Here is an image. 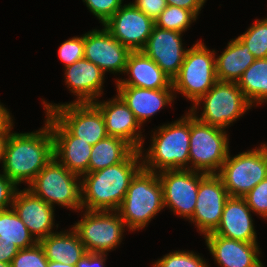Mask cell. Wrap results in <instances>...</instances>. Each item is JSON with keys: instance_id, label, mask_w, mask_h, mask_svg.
Here are the masks:
<instances>
[{"instance_id": "6da1fadb", "label": "cell", "mask_w": 267, "mask_h": 267, "mask_svg": "<svg viewBox=\"0 0 267 267\" xmlns=\"http://www.w3.org/2000/svg\"><path fill=\"white\" fill-rule=\"evenodd\" d=\"M142 152L134 150L123 162L82 176V209L91 211H117L129 184L142 168Z\"/></svg>"}, {"instance_id": "7a4b0ae2", "label": "cell", "mask_w": 267, "mask_h": 267, "mask_svg": "<svg viewBox=\"0 0 267 267\" xmlns=\"http://www.w3.org/2000/svg\"><path fill=\"white\" fill-rule=\"evenodd\" d=\"M36 132L11 133L6 143L3 173L16 185L30 184L54 157L49 123Z\"/></svg>"}, {"instance_id": "3957f363", "label": "cell", "mask_w": 267, "mask_h": 267, "mask_svg": "<svg viewBox=\"0 0 267 267\" xmlns=\"http://www.w3.org/2000/svg\"><path fill=\"white\" fill-rule=\"evenodd\" d=\"M171 124L162 125L154 132L152 144L142 162L151 172L188 169L190 140V111ZM158 169V170H156Z\"/></svg>"}, {"instance_id": "277c9868", "label": "cell", "mask_w": 267, "mask_h": 267, "mask_svg": "<svg viewBox=\"0 0 267 267\" xmlns=\"http://www.w3.org/2000/svg\"><path fill=\"white\" fill-rule=\"evenodd\" d=\"M164 207L163 191L157 172L141 168L132 178L117 210L131 231L144 228Z\"/></svg>"}, {"instance_id": "5b68a950", "label": "cell", "mask_w": 267, "mask_h": 267, "mask_svg": "<svg viewBox=\"0 0 267 267\" xmlns=\"http://www.w3.org/2000/svg\"><path fill=\"white\" fill-rule=\"evenodd\" d=\"M215 54L202 41L188 48L179 73L172 79L174 94H183L193 104L205 95L218 81Z\"/></svg>"}, {"instance_id": "8992f818", "label": "cell", "mask_w": 267, "mask_h": 267, "mask_svg": "<svg viewBox=\"0 0 267 267\" xmlns=\"http://www.w3.org/2000/svg\"><path fill=\"white\" fill-rule=\"evenodd\" d=\"M78 177V178H77ZM53 157L27 188L50 206L81 210V178Z\"/></svg>"}, {"instance_id": "52a82bcc", "label": "cell", "mask_w": 267, "mask_h": 267, "mask_svg": "<svg viewBox=\"0 0 267 267\" xmlns=\"http://www.w3.org/2000/svg\"><path fill=\"white\" fill-rule=\"evenodd\" d=\"M188 169L218 174L229 154V139L224 129L200 122L190 112ZM217 170V171H216Z\"/></svg>"}, {"instance_id": "ba28073f", "label": "cell", "mask_w": 267, "mask_h": 267, "mask_svg": "<svg viewBox=\"0 0 267 267\" xmlns=\"http://www.w3.org/2000/svg\"><path fill=\"white\" fill-rule=\"evenodd\" d=\"M203 102V112L196 116V108ZM237 82L217 81L189 110L200 122L226 129L251 108Z\"/></svg>"}, {"instance_id": "9c48e42d", "label": "cell", "mask_w": 267, "mask_h": 267, "mask_svg": "<svg viewBox=\"0 0 267 267\" xmlns=\"http://www.w3.org/2000/svg\"><path fill=\"white\" fill-rule=\"evenodd\" d=\"M230 156L229 153L217 175L230 197L243 198L267 177V145Z\"/></svg>"}, {"instance_id": "30bf717a", "label": "cell", "mask_w": 267, "mask_h": 267, "mask_svg": "<svg viewBox=\"0 0 267 267\" xmlns=\"http://www.w3.org/2000/svg\"><path fill=\"white\" fill-rule=\"evenodd\" d=\"M111 212L86 210L73 225L87 252L107 253L122 242L126 225L118 211Z\"/></svg>"}, {"instance_id": "8fae6325", "label": "cell", "mask_w": 267, "mask_h": 267, "mask_svg": "<svg viewBox=\"0 0 267 267\" xmlns=\"http://www.w3.org/2000/svg\"><path fill=\"white\" fill-rule=\"evenodd\" d=\"M43 104L73 136L92 146L108 136L104 117L93 103Z\"/></svg>"}, {"instance_id": "7c38bea8", "label": "cell", "mask_w": 267, "mask_h": 267, "mask_svg": "<svg viewBox=\"0 0 267 267\" xmlns=\"http://www.w3.org/2000/svg\"><path fill=\"white\" fill-rule=\"evenodd\" d=\"M163 191L164 207L173 213L190 219L195 211L200 180L206 175L190 169L158 172Z\"/></svg>"}, {"instance_id": "4fadbf2b", "label": "cell", "mask_w": 267, "mask_h": 267, "mask_svg": "<svg viewBox=\"0 0 267 267\" xmlns=\"http://www.w3.org/2000/svg\"><path fill=\"white\" fill-rule=\"evenodd\" d=\"M230 195L217 174H206L199 182L195 211L189 219L201 234L213 232L219 225Z\"/></svg>"}, {"instance_id": "5bb4252c", "label": "cell", "mask_w": 267, "mask_h": 267, "mask_svg": "<svg viewBox=\"0 0 267 267\" xmlns=\"http://www.w3.org/2000/svg\"><path fill=\"white\" fill-rule=\"evenodd\" d=\"M154 25L152 18L129 3L122 5L103 26L130 51H141Z\"/></svg>"}, {"instance_id": "9a60e30c", "label": "cell", "mask_w": 267, "mask_h": 267, "mask_svg": "<svg viewBox=\"0 0 267 267\" xmlns=\"http://www.w3.org/2000/svg\"><path fill=\"white\" fill-rule=\"evenodd\" d=\"M45 120L53 135L54 157L80 177L88 173L92 145L73 136L50 112H46Z\"/></svg>"}, {"instance_id": "2e32d148", "label": "cell", "mask_w": 267, "mask_h": 267, "mask_svg": "<svg viewBox=\"0 0 267 267\" xmlns=\"http://www.w3.org/2000/svg\"><path fill=\"white\" fill-rule=\"evenodd\" d=\"M84 58L106 72L124 73L130 50L104 27L84 34Z\"/></svg>"}, {"instance_id": "e0dca14e", "label": "cell", "mask_w": 267, "mask_h": 267, "mask_svg": "<svg viewBox=\"0 0 267 267\" xmlns=\"http://www.w3.org/2000/svg\"><path fill=\"white\" fill-rule=\"evenodd\" d=\"M180 32L158 26L152 32L141 50L172 80L180 71L188 49L183 48Z\"/></svg>"}, {"instance_id": "ac0fdd59", "label": "cell", "mask_w": 267, "mask_h": 267, "mask_svg": "<svg viewBox=\"0 0 267 267\" xmlns=\"http://www.w3.org/2000/svg\"><path fill=\"white\" fill-rule=\"evenodd\" d=\"M116 96L109 101L93 102L104 117L107 135L123 139L135 150L144 152L142 151L143 135L138 130L141 124L123 99L118 94Z\"/></svg>"}, {"instance_id": "d6986e66", "label": "cell", "mask_w": 267, "mask_h": 267, "mask_svg": "<svg viewBox=\"0 0 267 267\" xmlns=\"http://www.w3.org/2000/svg\"><path fill=\"white\" fill-rule=\"evenodd\" d=\"M207 248L221 267H264L257 242H243L215 233L204 235Z\"/></svg>"}, {"instance_id": "ffe728a7", "label": "cell", "mask_w": 267, "mask_h": 267, "mask_svg": "<svg viewBox=\"0 0 267 267\" xmlns=\"http://www.w3.org/2000/svg\"><path fill=\"white\" fill-rule=\"evenodd\" d=\"M12 208L38 242L54 233V208L27 188L17 190Z\"/></svg>"}, {"instance_id": "44dd1931", "label": "cell", "mask_w": 267, "mask_h": 267, "mask_svg": "<svg viewBox=\"0 0 267 267\" xmlns=\"http://www.w3.org/2000/svg\"><path fill=\"white\" fill-rule=\"evenodd\" d=\"M104 72L86 58L65 67L67 88L77 96L74 103H93L103 93Z\"/></svg>"}, {"instance_id": "7402d4cb", "label": "cell", "mask_w": 267, "mask_h": 267, "mask_svg": "<svg viewBox=\"0 0 267 267\" xmlns=\"http://www.w3.org/2000/svg\"><path fill=\"white\" fill-rule=\"evenodd\" d=\"M253 224L251 209L246 200L240 197H229L220 223L211 233L243 242H257Z\"/></svg>"}, {"instance_id": "603a6c76", "label": "cell", "mask_w": 267, "mask_h": 267, "mask_svg": "<svg viewBox=\"0 0 267 267\" xmlns=\"http://www.w3.org/2000/svg\"><path fill=\"white\" fill-rule=\"evenodd\" d=\"M124 73L129 79H118L117 86H135L148 89H173L172 80L142 51H131Z\"/></svg>"}, {"instance_id": "cb8c5ba5", "label": "cell", "mask_w": 267, "mask_h": 267, "mask_svg": "<svg viewBox=\"0 0 267 267\" xmlns=\"http://www.w3.org/2000/svg\"><path fill=\"white\" fill-rule=\"evenodd\" d=\"M116 88L118 95L133 112L141 126L176 98L173 89H148L135 86H116Z\"/></svg>"}, {"instance_id": "d4e9b609", "label": "cell", "mask_w": 267, "mask_h": 267, "mask_svg": "<svg viewBox=\"0 0 267 267\" xmlns=\"http://www.w3.org/2000/svg\"><path fill=\"white\" fill-rule=\"evenodd\" d=\"M48 261L69 263L76 266L87 253L84 244L72 228L66 232H55L39 241Z\"/></svg>"}, {"instance_id": "484cf974", "label": "cell", "mask_w": 267, "mask_h": 267, "mask_svg": "<svg viewBox=\"0 0 267 267\" xmlns=\"http://www.w3.org/2000/svg\"><path fill=\"white\" fill-rule=\"evenodd\" d=\"M215 59L217 79L222 82H238L255 61V57L238 38L228 42L226 50Z\"/></svg>"}, {"instance_id": "4316f807", "label": "cell", "mask_w": 267, "mask_h": 267, "mask_svg": "<svg viewBox=\"0 0 267 267\" xmlns=\"http://www.w3.org/2000/svg\"><path fill=\"white\" fill-rule=\"evenodd\" d=\"M134 150L123 139L107 136L92 146L88 173L123 162Z\"/></svg>"}, {"instance_id": "83f0119b", "label": "cell", "mask_w": 267, "mask_h": 267, "mask_svg": "<svg viewBox=\"0 0 267 267\" xmlns=\"http://www.w3.org/2000/svg\"><path fill=\"white\" fill-rule=\"evenodd\" d=\"M251 106L267 101V58L255 59L237 82Z\"/></svg>"}, {"instance_id": "f1b7e54d", "label": "cell", "mask_w": 267, "mask_h": 267, "mask_svg": "<svg viewBox=\"0 0 267 267\" xmlns=\"http://www.w3.org/2000/svg\"><path fill=\"white\" fill-rule=\"evenodd\" d=\"M11 209V210H10ZM0 210V239L13 242L19 249L38 243L13 208Z\"/></svg>"}, {"instance_id": "f546056e", "label": "cell", "mask_w": 267, "mask_h": 267, "mask_svg": "<svg viewBox=\"0 0 267 267\" xmlns=\"http://www.w3.org/2000/svg\"><path fill=\"white\" fill-rule=\"evenodd\" d=\"M196 19L197 17L187 9L167 5L154 22L155 26L160 28L183 33Z\"/></svg>"}, {"instance_id": "4dcf8cb0", "label": "cell", "mask_w": 267, "mask_h": 267, "mask_svg": "<svg viewBox=\"0 0 267 267\" xmlns=\"http://www.w3.org/2000/svg\"><path fill=\"white\" fill-rule=\"evenodd\" d=\"M255 57L267 58V18L256 20L245 33L237 37Z\"/></svg>"}, {"instance_id": "1f68e13d", "label": "cell", "mask_w": 267, "mask_h": 267, "mask_svg": "<svg viewBox=\"0 0 267 267\" xmlns=\"http://www.w3.org/2000/svg\"><path fill=\"white\" fill-rule=\"evenodd\" d=\"M204 260L192 251H174L158 259L153 267H208Z\"/></svg>"}, {"instance_id": "d6a6232c", "label": "cell", "mask_w": 267, "mask_h": 267, "mask_svg": "<svg viewBox=\"0 0 267 267\" xmlns=\"http://www.w3.org/2000/svg\"><path fill=\"white\" fill-rule=\"evenodd\" d=\"M47 263L44 249L38 242L30 248L20 249L10 264L11 267H47Z\"/></svg>"}, {"instance_id": "836d02e7", "label": "cell", "mask_w": 267, "mask_h": 267, "mask_svg": "<svg viewBox=\"0 0 267 267\" xmlns=\"http://www.w3.org/2000/svg\"><path fill=\"white\" fill-rule=\"evenodd\" d=\"M243 198L251 211L267 220V177L252 188Z\"/></svg>"}, {"instance_id": "e575fe53", "label": "cell", "mask_w": 267, "mask_h": 267, "mask_svg": "<svg viewBox=\"0 0 267 267\" xmlns=\"http://www.w3.org/2000/svg\"><path fill=\"white\" fill-rule=\"evenodd\" d=\"M84 35L81 37H72L63 42L58 50L60 60L64 66L71 65L84 58Z\"/></svg>"}, {"instance_id": "d590c367", "label": "cell", "mask_w": 267, "mask_h": 267, "mask_svg": "<svg viewBox=\"0 0 267 267\" xmlns=\"http://www.w3.org/2000/svg\"><path fill=\"white\" fill-rule=\"evenodd\" d=\"M123 0H83L87 8L104 25L122 6Z\"/></svg>"}, {"instance_id": "8d00e7d4", "label": "cell", "mask_w": 267, "mask_h": 267, "mask_svg": "<svg viewBox=\"0 0 267 267\" xmlns=\"http://www.w3.org/2000/svg\"><path fill=\"white\" fill-rule=\"evenodd\" d=\"M17 185L4 173L0 174V210L12 207L14 196L17 192Z\"/></svg>"}, {"instance_id": "74e56055", "label": "cell", "mask_w": 267, "mask_h": 267, "mask_svg": "<svg viewBox=\"0 0 267 267\" xmlns=\"http://www.w3.org/2000/svg\"><path fill=\"white\" fill-rule=\"evenodd\" d=\"M132 4L154 21L167 7L166 0H135Z\"/></svg>"}, {"instance_id": "f35d334b", "label": "cell", "mask_w": 267, "mask_h": 267, "mask_svg": "<svg viewBox=\"0 0 267 267\" xmlns=\"http://www.w3.org/2000/svg\"><path fill=\"white\" fill-rule=\"evenodd\" d=\"M106 253H90L87 252L76 267H105Z\"/></svg>"}, {"instance_id": "ab89813d", "label": "cell", "mask_w": 267, "mask_h": 267, "mask_svg": "<svg viewBox=\"0 0 267 267\" xmlns=\"http://www.w3.org/2000/svg\"><path fill=\"white\" fill-rule=\"evenodd\" d=\"M19 250V247L13 242L0 239V262L10 264Z\"/></svg>"}, {"instance_id": "60d3db41", "label": "cell", "mask_w": 267, "mask_h": 267, "mask_svg": "<svg viewBox=\"0 0 267 267\" xmlns=\"http://www.w3.org/2000/svg\"><path fill=\"white\" fill-rule=\"evenodd\" d=\"M206 0H166L167 5H173L191 11L196 17Z\"/></svg>"}, {"instance_id": "b9f144b4", "label": "cell", "mask_w": 267, "mask_h": 267, "mask_svg": "<svg viewBox=\"0 0 267 267\" xmlns=\"http://www.w3.org/2000/svg\"><path fill=\"white\" fill-rule=\"evenodd\" d=\"M13 124L14 123H12L9 127H0V162L2 161L1 163H3L6 143L11 134L10 131L13 128Z\"/></svg>"}, {"instance_id": "7bdbcfd3", "label": "cell", "mask_w": 267, "mask_h": 267, "mask_svg": "<svg viewBox=\"0 0 267 267\" xmlns=\"http://www.w3.org/2000/svg\"><path fill=\"white\" fill-rule=\"evenodd\" d=\"M12 121L10 112L0 103V127H9L13 123Z\"/></svg>"}, {"instance_id": "ee69618b", "label": "cell", "mask_w": 267, "mask_h": 267, "mask_svg": "<svg viewBox=\"0 0 267 267\" xmlns=\"http://www.w3.org/2000/svg\"><path fill=\"white\" fill-rule=\"evenodd\" d=\"M47 267H76L74 265H70L69 263H61L55 261H48Z\"/></svg>"}, {"instance_id": "f6af8a7d", "label": "cell", "mask_w": 267, "mask_h": 267, "mask_svg": "<svg viewBox=\"0 0 267 267\" xmlns=\"http://www.w3.org/2000/svg\"><path fill=\"white\" fill-rule=\"evenodd\" d=\"M0 267H11V264L0 262Z\"/></svg>"}]
</instances>
